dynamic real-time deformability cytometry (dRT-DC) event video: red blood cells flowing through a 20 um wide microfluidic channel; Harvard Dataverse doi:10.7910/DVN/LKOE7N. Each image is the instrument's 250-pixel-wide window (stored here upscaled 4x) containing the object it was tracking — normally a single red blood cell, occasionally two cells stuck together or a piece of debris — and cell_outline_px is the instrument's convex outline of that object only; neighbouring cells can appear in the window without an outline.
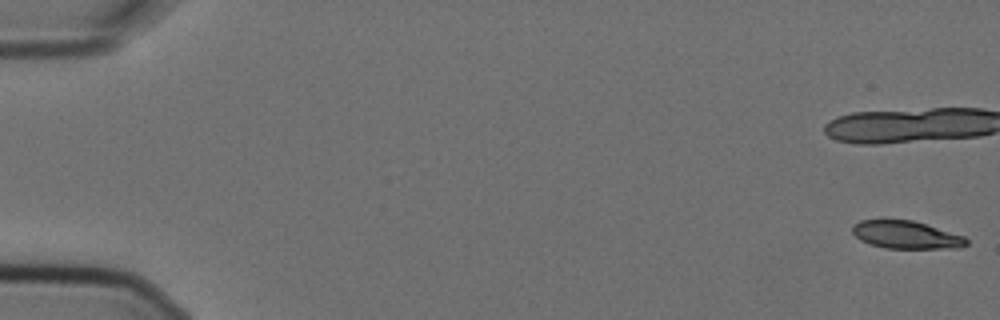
{"species": "Egyptian fruit bat (a non-hibernating species)", "species_latin": "Rousettus aegyptiacus", "temperature_condition": "cold", "stored_images_in_passage": 5, "camera_frame_rate_fps": 3000, "um_per_image_px": 0.085, "animal": {"sex": "female"}, "frame": {"image": 1, "passage_image": 1, "time_ms": 0.0, "image_size_px": [1000, 320], "cell_outline_px": [[968, 244], [960, 248], [884, 248], [860, 240], [852, 232], [852, 224], [860, 220], [912, 220], [964, 236], [968, 240]], "centroid_in_image_um": [77.01, 19.96], "position_along_channel_um": 8.0, "area_um2": 18.32}}